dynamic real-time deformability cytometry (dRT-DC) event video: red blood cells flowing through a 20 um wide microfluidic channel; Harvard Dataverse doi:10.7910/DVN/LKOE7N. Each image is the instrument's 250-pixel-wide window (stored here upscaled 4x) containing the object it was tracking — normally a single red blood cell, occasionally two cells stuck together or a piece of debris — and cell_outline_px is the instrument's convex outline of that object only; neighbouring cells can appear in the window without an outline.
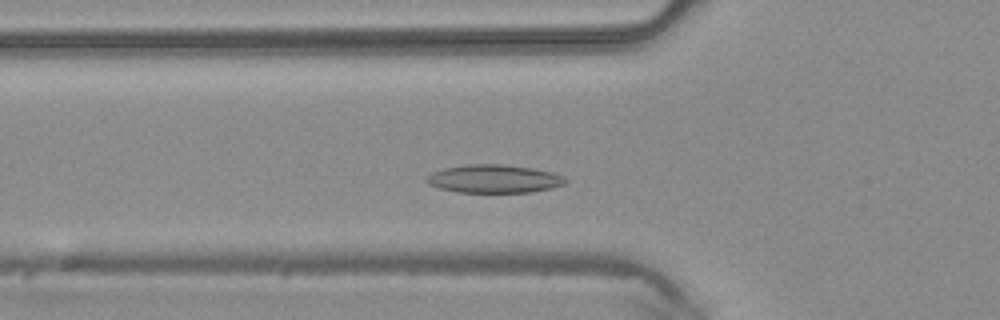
{"species": "common noctule bat (a hibernating species)", "species_latin": "Nyctalus noctula", "temperature_condition": "warm", "stored_images_in_passage": 40, "camera_frame_rate_fps": 3000, "um_per_image_px": 0.085, "animal": {"sex": "male", "body_mass_g": 20.4}, "frame": {"image": 1, "passage_image": 10, "time_ms": 3.0, "image_size_px": [1000, 320], "cell_outline_px": [[568, 180], [564, 184], [552, 188], [532, 192], [456, 192], [440, 188], [428, 184], [424, 180], [424, 176], [432, 172], [444, 168], [468, 164], [500, 164], [532, 168], [552, 172], [564, 176]], "centroid_in_image_um": [41.97, 15.2], "position_along_channel_um": 83.8, "area_um2": 22.95}}
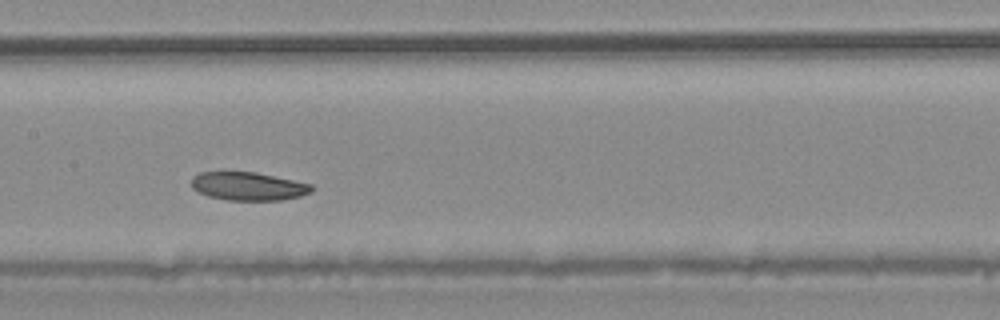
{"frame": {"image": 2, "passage_image": 17, "time_ms": 5.333, "image_size_px": [1000, 320], "cell_outline_px": [[316, 188], [312, 192], [300, 196], [284, 200], [224, 200], [208, 196], [196, 192], [192, 188], [192, 176], [200, 172], [220, 168], [224, 168], [256, 172], [312, 184]], "centroid_in_image_um": [21.03, 15.78], "position_along_channel_um": 186.4, "area_um2": 20.92}}
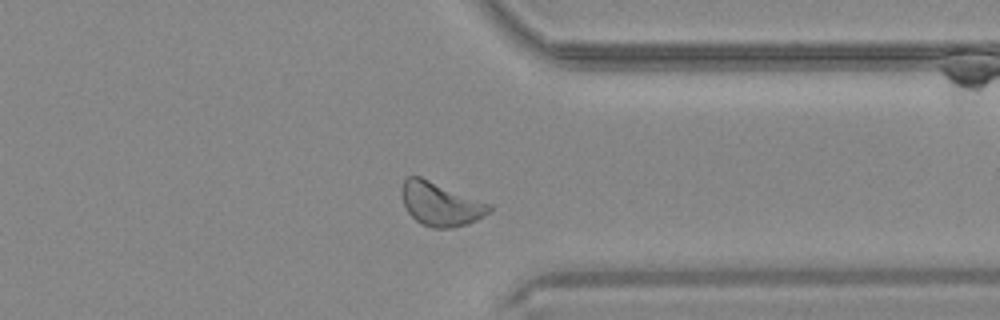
{"frame": {"image": 3, "passage_image": 30, "time_ms": 9.667, "image_size_px": [1000, 320], "cell_outline_px": [[492, 208], [484, 216], [468, 224], [452, 228], [432, 228], [420, 224], [408, 212], [404, 204], [400, 188], [404, 180], [408, 176], [420, 176], [492, 204]], "centroid_in_image_um": [37.44, 17.34], "position_along_channel_um": 374.0, "area_um2": 22.37}}